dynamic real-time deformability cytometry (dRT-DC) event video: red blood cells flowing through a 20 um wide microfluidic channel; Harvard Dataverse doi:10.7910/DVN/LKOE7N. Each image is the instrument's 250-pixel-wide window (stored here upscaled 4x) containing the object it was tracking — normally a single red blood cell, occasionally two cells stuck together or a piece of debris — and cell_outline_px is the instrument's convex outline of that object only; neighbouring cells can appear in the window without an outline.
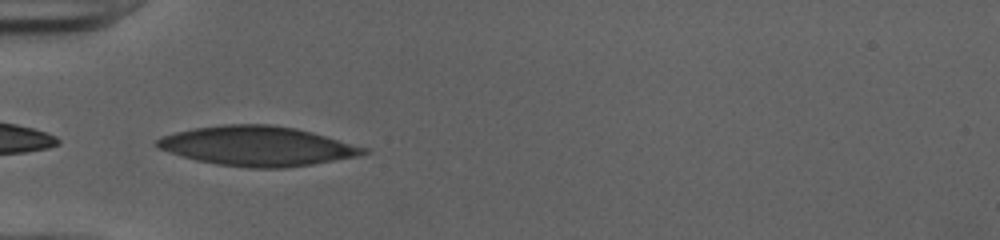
{"species": "human", "species_latin": "Homo sapiens", "temperature_condition": "cold", "stored_images_in_passage": 35, "camera_frame_rate_fps": 3000, "um_per_image_px": 0.085, "donor": {"sex": "female"}, "frame": {"image": 1, "passage_image": 1, "time_ms": 0.0, "image_size_px": [1000, 240], "cell_outline_px": [[368, 152], [360, 156], [312, 164], [284, 168], [248, 168], [216, 164], [196, 160], [160, 148], [156, 144], [156, 140], [164, 136], [176, 132], [192, 128], [224, 124], [268, 124], [296, 128], [312, 132], [368, 148]], "centroid_in_image_um": [21.91, 12.41], "position_along_channel_um": 63.1, "area_um2": 47.4}}
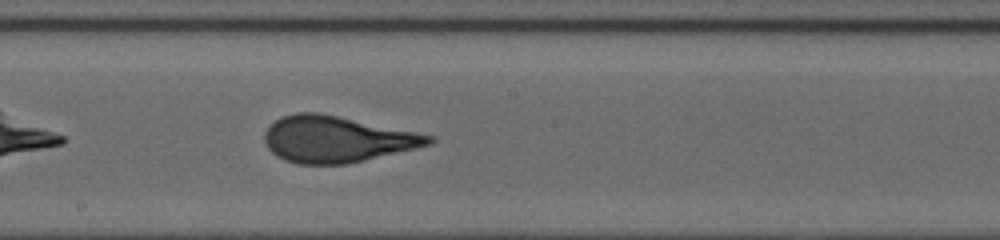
{"frame": {"image": 2, "passage_image": 13, "time_ms": 4.0, "image_size_px": [1000, 240], "cell_outline_px": [[436, 140], [432, 144], [416, 148], [348, 164], [296, 164], [284, 160], [276, 156], [268, 148], [264, 140], [264, 132], [276, 120], [284, 116], [296, 112], [316, 112], [436, 136]], "centroid_in_image_um": [28.62, 11.85], "position_along_channel_um": 219.6, "area_um2": 44.04}}
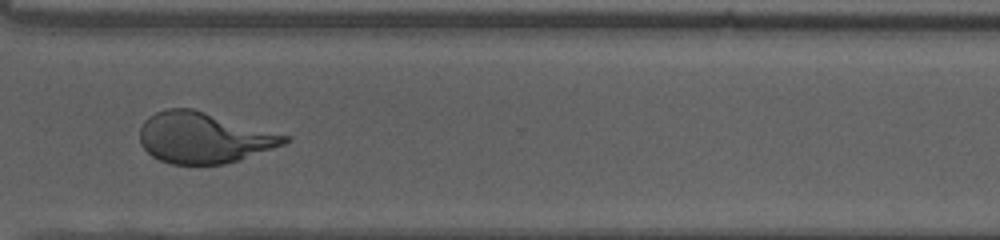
{"frame": {"image": 3, "passage_image": 23, "time_ms": 7.333, "image_size_px": [1000, 240], "cell_outline_px": [[292, 140], [284, 144], [240, 160], [224, 164], [172, 164], [160, 160], [152, 156], [140, 144], [140, 128], [144, 120], [148, 116], [156, 112], [168, 108], [192, 108], [288, 136]], "centroid_in_image_um": [17.28, 11.71], "position_along_channel_um": 353.3, "area_um2": 42.6}, "authors_computed_cell_mechanics": {"area_um2": 44.7372, "velocity_mm_per_s": 4.0039, "shape_relaxation_time_tau1_ms": 6.7303, "shape_relaxation_time_tau2_ms": null, "deformation_change_tau1": 0.2585, "deformation_change_tau2": null}}